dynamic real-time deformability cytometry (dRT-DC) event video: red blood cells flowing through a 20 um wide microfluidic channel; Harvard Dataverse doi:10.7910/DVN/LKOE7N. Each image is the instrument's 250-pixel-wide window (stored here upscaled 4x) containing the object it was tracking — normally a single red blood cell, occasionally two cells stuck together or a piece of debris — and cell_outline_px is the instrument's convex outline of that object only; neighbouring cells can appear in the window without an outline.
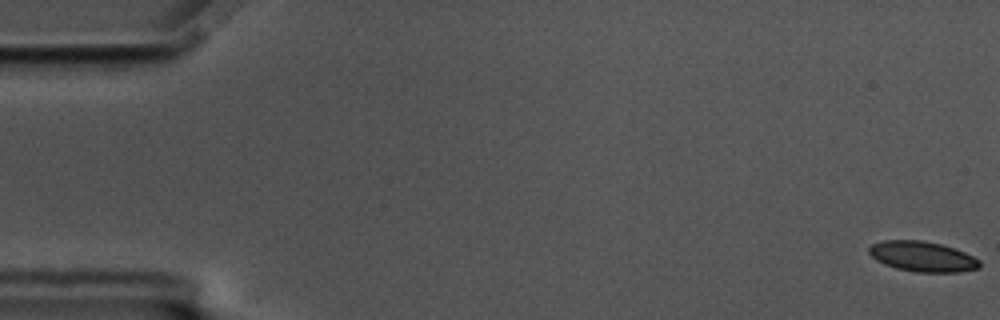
{"species": "common noctule bat (a hibernating species)", "species_latin": "Nyctalus noctula", "temperature_condition": "cold", "stored_images_in_passage": 59, "camera_frame_rate_fps": 3000, "um_per_image_px": 0.085, "animal": {"sex": "male", "body_mass_g": 17.5, "forearm_length_mm": 52.3}, "frame": {"image": 1, "passage_image": 1, "time_ms": 0.0, "image_size_px": [1000, 320], "cell_outline_px": [[980, 268], [956, 272], [916, 272], [896, 268], [884, 264], [876, 260], [868, 252], [868, 248], [872, 244], [884, 240], [920, 240], [940, 244], [964, 252], [980, 260]], "centroid_in_image_um": [78.39, 21.8], "position_along_channel_um": 6.6, "area_um2": 19.36}}
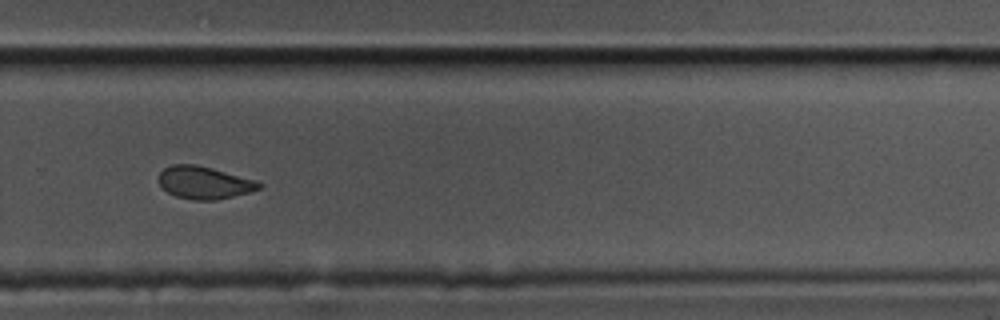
{"frame": {"image": 2, "passage_image": 40, "time_ms": 13.0, "image_size_px": [1000, 320], "cell_outline_px": [[264, 184], [260, 188], [248, 192], [216, 200], [192, 200], [176, 196], [168, 192], [160, 184], [160, 172], [164, 168], [172, 164], [196, 164], [260, 180]], "centroid_in_image_um": [17.41, 15.51], "position_along_channel_um": 312.4, "area_um2": 19.07}}
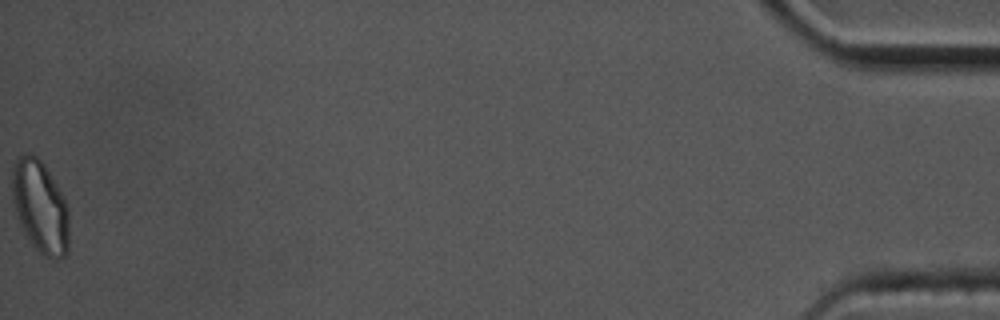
{"frame": {"image": 3, "passage_image": 59, "time_ms": 19.333, "image_size_px": [1000, 320], "cell_outline_px": [[68, 252], [64, 256], [56, 260], [52, 260], [44, 256], [32, 244], [20, 224], [12, 204], [12, 168], [16, 160], [20, 156], [32, 152], [44, 164], [56, 184], [68, 208]], "centroid_in_image_um": [3.4, 17.58], "position_along_channel_um": 431.8, "area_um2": 30.58}, "authors_computed_cell_mechanics": {"area_um2": 19.941, "velocity_mm_per_s": 3.4689, "shape_relaxation_time_tau1_ms": null, "shape_relaxation_time_tau2_ms": 3.1769, "deformation_change_tau1": null, "deformation_change_tau2": 0.0534}}